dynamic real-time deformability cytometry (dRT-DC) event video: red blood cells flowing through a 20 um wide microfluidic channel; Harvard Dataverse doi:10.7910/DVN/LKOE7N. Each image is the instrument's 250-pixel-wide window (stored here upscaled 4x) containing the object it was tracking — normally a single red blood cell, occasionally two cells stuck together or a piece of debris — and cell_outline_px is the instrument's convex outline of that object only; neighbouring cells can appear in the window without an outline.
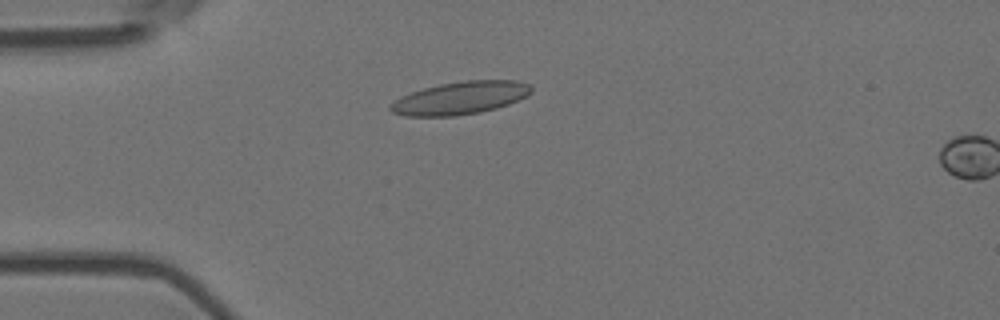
{"species": "Egyptian fruit bat (a non-hibernating species)", "species_latin": "Rousettus aegyptiacus", "temperature_condition": "room temperature", "stored_images_in_passage": 6, "camera_frame_rate_fps": 3000, "um_per_image_px": 0.085, "animal": {"sex": "female"}, "frame": {"image": 1, "passage_image": 5, "time_ms": 1.333, "image_size_px": [1000, 320], "cell_outline_px": [[532, 92], [528, 96], [508, 104], [496, 108], [480, 112], [456, 116], [404, 116], [392, 112], [388, 108], [400, 96], [424, 88], [440, 84], [464, 80], [516, 80], [528, 84], [532, 88]], "centroid_in_image_um": [39.14, 8.33], "position_along_channel_um": 45.9, "area_um2": 26.88}}